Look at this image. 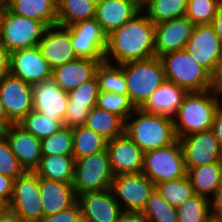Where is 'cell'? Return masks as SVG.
Wrapping results in <instances>:
<instances>
[{
  "label": "cell",
  "instance_id": "cell-1",
  "mask_svg": "<svg viewBox=\"0 0 222 222\" xmlns=\"http://www.w3.org/2000/svg\"><path fill=\"white\" fill-rule=\"evenodd\" d=\"M142 12L107 35L105 62L112 57L121 65L156 56L154 23Z\"/></svg>",
  "mask_w": 222,
  "mask_h": 222
},
{
  "label": "cell",
  "instance_id": "cell-2",
  "mask_svg": "<svg viewBox=\"0 0 222 222\" xmlns=\"http://www.w3.org/2000/svg\"><path fill=\"white\" fill-rule=\"evenodd\" d=\"M220 93L214 88L202 92H188L173 118L176 137L212 129L214 116L221 105Z\"/></svg>",
  "mask_w": 222,
  "mask_h": 222
},
{
  "label": "cell",
  "instance_id": "cell-3",
  "mask_svg": "<svg viewBox=\"0 0 222 222\" xmlns=\"http://www.w3.org/2000/svg\"><path fill=\"white\" fill-rule=\"evenodd\" d=\"M125 133L144 153L172 145L178 140L172 118L147 113L140 108H136L125 121Z\"/></svg>",
  "mask_w": 222,
  "mask_h": 222
},
{
  "label": "cell",
  "instance_id": "cell-4",
  "mask_svg": "<svg viewBox=\"0 0 222 222\" xmlns=\"http://www.w3.org/2000/svg\"><path fill=\"white\" fill-rule=\"evenodd\" d=\"M166 80L187 92H202L215 88V78L185 49L161 55Z\"/></svg>",
  "mask_w": 222,
  "mask_h": 222
},
{
  "label": "cell",
  "instance_id": "cell-5",
  "mask_svg": "<svg viewBox=\"0 0 222 222\" xmlns=\"http://www.w3.org/2000/svg\"><path fill=\"white\" fill-rule=\"evenodd\" d=\"M127 94L135 108H140L166 80L162 61L155 56L123 64Z\"/></svg>",
  "mask_w": 222,
  "mask_h": 222
},
{
  "label": "cell",
  "instance_id": "cell-6",
  "mask_svg": "<svg viewBox=\"0 0 222 222\" xmlns=\"http://www.w3.org/2000/svg\"><path fill=\"white\" fill-rule=\"evenodd\" d=\"M183 149L179 140L172 145L144 153L142 172L155 185L187 176Z\"/></svg>",
  "mask_w": 222,
  "mask_h": 222
},
{
  "label": "cell",
  "instance_id": "cell-7",
  "mask_svg": "<svg viewBox=\"0 0 222 222\" xmlns=\"http://www.w3.org/2000/svg\"><path fill=\"white\" fill-rule=\"evenodd\" d=\"M113 179L107 149L75 161L72 185L77 196L111 189Z\"/></svg>",
  "mask_w": 222,
  "mask_h": 222
},
{
  "label": "cell",
  "instance_id": "cell-8",
  "mask_svg": "<svg viewBox=\"0 0 222 222\" xmlns=\"http://www.w3.org/2000/svg\"><path fill=\"white\" fill-rule=\"evenodd\" d=\"M40 198V177L34 171H25L14 180L13 195L7 208L24 222H38L44 217Z\"/></svg>",
  "mask_w": 222,
  "mask_h": 222
},
{
  "label": "cell",
  "instance_id": "cell-9",
  "mask_svg": "<svg viewBox=\"0 0 222 222\" xmlns=\"http://www.w3.org/2000/svg\"><path fill=\"white\" fill-rule=\"evenodd\" d=\"M47 26L41 21L6 11L0 43L12 53L16 50L38 46Z\"/></svg>",
  "mask_w": 222,
  "mask_h": 222
},
{
  "label": "cell",
  "instance_id": "cell-10",
  "mask_svg": "<svg viewBox=\"0 0 222 222\" xmlns=\"http://www.w3.org/2000/svg\"><path fill=\"white\" fill-rule=\"evenodd\" d=\"M185 50L214 78L222 62V42L212 24L196 25Z\"/></svg>",
  "mask_w": 222,
  "mask_h": 222
},
{
  "label": "cell",
  "instance_id": "cell-11",
  "mask_svg": "<svg viewBox=\"0 0 222 222\" xmlns=\"http://www.w3.org/2000/svg\"><path fill=\"white\" fill-rule=\"evenodd\" d=\"M154 190L155 184L143 173L114 176L111 184L115 200L120 207L126 205L121 207L122 211L143 212Z\"/></svg>",
  "mask_w": 222,
  "mask_h": 222
},
{
  "label": "cell",
  "instance_id": "cell-12",
  "mask_svg": "<svg viewBox=\"0 0 222 222\" xmlns=\"http://www.w3.org/2000/svg\"><path fill=\"white\" fill-rule=\"evenodd\" d=\"M67 28L71 32V43L77 58L104 60L107 34L95 18L79 21Z\"/></svg>",
  "mask_w": 222,
  "mask_h": 222
},
{
  "label": "cell",
  "instance_id": "cell-13",
  "mask_svg": "<svg viewBox=\"0 0 222 222\" xmlns=\"http://www.w3.org/2000/svg\"><path fill=\"white\" fill-rule=\"evenodd\" d=\"M0 101L8 119L18 124L33 110V87L9 73L0 81Z\"/></svg>",
  "mask_w": 222,
  "mask_h": 222
},
{
  "label": "cell",
  "instance_id": "cell-14",
  "mask_svg": "<svg viewBox=\"0 0 222 222\" xmlns=\"http://www.w3.org/2000/svg\"><path fill=\"white\" fill-rule=\"evenodd\" d=\"M9 69L11 75L32 86L51 78L53 71L38 46L10 53Z\"/></svg>",
  "mask_w": 222,
  "mask_h": 222
},
{
  "label": "cell",
  "instance_id": "cell-15",
  "mask_svg": "<svg viewBox=\"0 0 222 222\" xmlns=\"http://www.w3.org/2000/svg\"><path fill=\"white\" fill-rule=\"evenodd\" d=\"M107 151L114 176L142 172L144 152L126 133L108 141Z\"/></svg>",
  "mask_w": 222,
  "mask_h": 222
},
{
  "label": "cell",
  "instance_id": "cell-16",
  "mask_svg": "<svg viewBox=\"0 0 222 222\" xmlns=\"http://www.w3.org/2000/svg\"><path fill=\"white\" fill-rule=\"evenodd\" d=\"M187 168L222 162V150L212 129L179 139Z\"/></svg>",
  "mask_w": 222,
  "mask_h": 222
},
{
  "label": "cell",
  "instance_id": "cell-17",
  "mask_svg": "<svg viewBox=\"0 0 222 222\" xmlns=\"http://www.w3.org/2000/svg\"><path fill=\"white\" fill-rule=\"evenodd\" d=\"M77 202L83 222H118L122 212L111 189L80 194Z\"/></svg>",
  "mask_w": 222,
  "mask_h": 222
},
{
  "label": "cell",
  "instance_id": "cell-18",
  "mask_svg": "<svg viewBox=\"0 0 222 222\" xmlns=\"http://www.w3.org/2000/svg\"><path fill=\"white\" fill-rule=\"evenodd\" d=\"M194 26L186 16L154 24L156 56L184 50Z\"/></svg>",
  "mask_w": 222,
  "mask_h": 222
},
{
  "label": "cell",
  "instance_id": "cell-19",
  "mask_svg": "<svg viewBox=\"0 0 222 222\" xmlns=\"http://www.w3.org/2000/svg\"><path fill=\"white\" fill-rule=\"evenodd\" d=\"M38 47L52 69L77 59L71 43V32L64 26L47 27Z\"/></svg>",
  "mask_w": 222,
  "mask_h": 222
},
{
  "label": "cell",
  "instance_id": "cell-20",
  "mask_svg": "<svg viewBox=\"0 0 222 222\" xmlns=\"http://www.w3.org/2000/svg\"><path fill=\"white\" fill-rule=\"evenodd\" d=\"M5 137L24 170L34 171L42 158L41 140L34 137L19 124L8 126Z\"/></svg>",
  "mask_w": 222,
  "mask_h": 222
},
{
  "label": "cell",
  "instance_id": "cell-21",
  "mask_svg": "<svg viewBox=\"0 0 222 222\" xmlns=\"http://www.w3.org/2000/svg\"><path fill=\"white\" fill-rule=\"evenodd\" d=\"M33 87V110L59 119L64 123L68 93L64 92L51 77Z\"/></svg>",
  "mask_w": 222,
  "mask_h": 222
},
{
  "label": "cell",
  "instance_id": "cell-22",
  "mask_svg": "<svg viewBox=\"0 0 222 222\" xmlns=\"http://www.w3.org/2000/svg\"><path fill=\"white\" fill-rule=\"evenodd\" d=\"M103 61L77 58L55 67L52 71V78L64 92L69 93L92 79L95 76L97 66Z\"/></svg>",
  "mask_w": 222,
  "mask_h": 222
},
{
  "label": "cell",
  "instance_id": "cell-23",
  "mask_svg": "<svg viewBox=\"0 0 222 222\" xmlns=\"http://www.w3.org/2000/svg\"><path fill=\"white\" fill-rule=\"evenodd\" d=\"M188 92L175 83L165 80L140 107L144 112L174 118Z\"/></svg>",
  "mask_w": 222,
  "mask_h": 222
},
{
  "label": "cell",
  "instance_id": "cell-24",
  "mask_svg": "<svg viewBox=\"0 0 222 222\" xmlns=\"http://www.w3.org/2000/svg\"><path fill=\"white\" fill-rule=\"evenodd\" d=\"M140 11L133 0H104L96 5L95 20L109 35L113 30L130 21Z\"/></svg>",
  "mask_w": 222,
  "mask_h": 222
},
{
  "label": "cell",
  "instance_id": "cell-25",
  "mask_svg": "<svg viewBox=\"0 0 222 222\" xmlns=\"http://www.w3.org/2000/svg\"><path fill=\"white\" fill-rule=\"evenodd\" d=\"M40 200L44 216L59 213L77 202L72 183L40 178Z\"/></svg>",
  "mask_w": 222,
  "mask_h": 222
},
{
  "label": "cell",
  "instance_id": "cell-26",
  "mask_svg": "<svg viewBox=\"0 0 222 222\" xmlns=\"http://www.w3.org/2000/svg\"><path fill=\"white\" fill-rule=\"evenodd\" d=\"M7 9L16 15L57 25V0H6Z\"/></svg>",
  "mask_w": 222,
  "mask_h": 222
},
{
  "label": "cell",
  "instance_id": "cell-27",
  "mask_svg": "<svg viewBox=\"0 0 222 222\" xmlns=\"http://www.w3.org/2000/svg\"><path fill=\"white\" fill-rule=\"evenodd\" d=\"M187 170V175L196 195L210 199L222 184V162H212L187 168Z\"/></svg>",
  "mask_w": 222,
  "mask_h": 222
},
{
  "label": "cell",
  "instance_id": "cell-28",
  "mask_svg": "<svg viewBox=\"0 0 222 222\" xmlns=\"http://www.w3.org/2000/svg\"><path fill=\"white\" fill-rule=\"evenodd\" d=\"M75 158L73 156H42L34 172L48 180L73 183Z\"/></svg>",
  "mask_w": 222,
  "mask_h": 222
},
{
  "label": "cell",
  "instance_id": "cell-29",
  "mask_svg": "<svg viewBox=\"0 0 222 222\" xmlns=\"http://www.w3.org/2000/svg\"><path fill=\"white\" fill-rule=\"evenodd\" d=\"M84 125L107 141L125 133V121L121 117L97 106L90 110Z\"/></svg>",
  "mask_w": 222,
  "mask_h": 222
},
{
  "label": "cell",
  "instance_id": "cell-30",
  "mask_svg": "<svg viewBox=\"0 0 222 222\" xmlns=\"http://www.w3.org/2000/svg\"><path fill=\"white\" fill-rule=\"evenodd\" d=\"M95 10L90 0H57V25L67 27L95 18Z\"/></svg>",
  "mask_w": 222,
  "mask_h": 222
},
{
  "label": "cell",
  "instance_id": "cell-31",
  "mask_svg": "<svg viewBox=\"0 0 222 222\" xmlns=\"http://www.w3.org/2000/svg\"><path fill=\"white\" fill-rule=\"evenodd\" d=\"M72 132L75 161L107 149L108 141L85 125L73 128Z\"/></svg>",
  "mask_w": 222,
  "mask_h": 222
},
{
  "label": "cell",
  "instance_id": "cell-32",
  "mask_svg": "<svg viewBox=\"0 0 222 222\" xmlns=\"http://www.w3.org/2000/svg\"><path fill=\"white\" fill-rule=\"evenodd\" d=\"M99 90L103 92L127 94V83L123 72V64L101 62L96 69Z\"/></svg>",
  "mask_w": 222,
  "mask_h": 222
},
{
  "label": "cell",
  "instance_id": "cell-33",
  "mask_svg": "<svg viewBox=\"0 0 222 222\" xmlns=\"http://www.w3.org/2000/svg\"><path fill=\"white\" fill-rule=\"evenodd\" d=\"M155 190L174 208H178L196 195L188 175L171 181L160 182L155 185Z\"/></svg>",
  "mask_w": 222,
  "mask_h": 222
},
{
  "label": "cell",
  "instance_id": "cell-34",
  "mask_svg": "<svg viewBox=\"0 0 222 222\" xmlns=\"http://www.w3.org/2000/svg\"><path fill=\"white\" fill-rule=\"evenodd\" d=\"M18 124L39 140L51 136L64 126L59 119L35 110L29 112Z\"/></svg>",
  "mask_w": 222,
  "mask_h": 222
},
{
  "label": "cell",
  "instance_id": "cell-35",
  "mask_svg": "<svg viewBox=\"0 0 222 222\" xmlns=\"http://www.w3.org/2000/svg\"><path fill=\"white\" fill-rule=\"evenodd\" d=\"M144 9L146 16L156 24L186 16L187 0H153Z\"/></svg>",
  "mask_w": 222,
  "mask_h": 222
},
{
  "label": "cell",
  "instance_id": "cell-36",
  "mask_svg": "<svg viewBox=\"0 0 222 222\" xmlns=\"http://www.w3.org/2000/svg\"><path fill=\"white\" fill-rule=\"evenodd\" d=\"M42 156H73L72 129L63 126L51 136L41 140Z\"/></svg>",
  "mask_w": 222,
  "mask_h": 222
},
{
  "label": "cell",
  "instance_id": "cell-37",
  "mask_svg": "<svg viewBox=\"0 0 222 222\" xmlns=\"http://www.w3.org/2000/svg\"><path fill=\"white\" fill-rule=\"evenodd\" d=\"M209 199L195 195L176 208L178 222H205L210 216Z\"/></svg>",
  "mask_w": 222,
  "mask_h": 222
},
{
  "label": "cell",
  "instance_id": "cell-38",
  "mask_svg": "<svg viewBox=\"0 0 222 222\" xmlns=\"http://www.w3.org/2000/svg\"><path fill=\"white\" fill-rule=\"evenodd\" d=\"M142 213L149 222H178L176 208L166 202L156 190L150 194Z\"/></svg>",
  "mask_w": 222,
  "mask_h": 222
},
{
  "label": "cell",
  "instance_id": "cell-39",
  "mask_svg": "<svg viewBox=\"0 0 222 222\" xmlns=\"http://www.w3.org/2000/svg\"><path fill=\"white\" fill-rule=\"evenodd\" d=\"M222 0H187L186 17L196 26L212 24Z\"/></svg>",
  "mask_w": 222,
  "mask_h": 222
},
{
  "label": "cell",
  "instance_id": "cell-40",
  "mask_svg": "<svg viewBox=\"0 0 222 222\" xmlns=\"http://www.w3.org/2000/svg\"><path fill=\"white\" fill-rule=\"evenodd\" d=\"M96 106L116 114L124 121H126L136 109L131 103L128 94H117L103 91H100L99 93Z\"/></svg>",
  "mask_w": 222,
  "mask_h": 222
},
{
  "label": "cell",
  "instance_id": "cell-41",
  "mask_svg": "<svg viewBox=\"0 0 222 222\" xmlns=\"http://www.w3.org/2000/svg\"><path fill=\"white\" fill-rule=\"evenodd\" d=\"M99 84L96 75L68 93V103L86 105L90 110L97 104Z\"/></svg>",
  "mask_w": 222,
  "mask_h": 222
},
{
  "label": "cell",
  "instance_id": "cell-42",
  "mask_svg": "<svg viewBox=\"0 0 222 222\" xmlns=\"http://www.w3.org/2000/svg\"><path fill=\"white\" fill-rule=\"evenodd\" d=\"M25 172L6 137L0 139V174L16 179Z\"/></svg>",
  "mask_w": 222,
  "mask_h": 222
},
{
  "label": "cell",
  "instance_id": "cell-43",
  "mask_svg": "<svg viewBox=\"0 0 222 222\" xmlns=\"http://www.w3.org/2000/svg\"><path fill=\"white\" fill-rule=\"evenodd\" d=\"M90 109L86 105L68 103L64 118V126L71 129L85 124Z\"/></svg>",
  "mask_w": 222,
  "mask_h": 222
},
{
  "label": "cell",
  "instance_id": "cell-44",
  "mask_svg": "<svg viewBox=\"0 0 222 222\" xmlns=\"http://www.w3.org/2000/svg\"><path fill=\"white\" fill-rule=\"evenodd\" d=\"M14 188V179L0 174V203L7 207L11 201Z\"/></svg>",
  "mask_w": 222,
  "mask_h": 222
},
{
  "label": "cell",
  "instance_id": "cell-45",
  "mask_svg": "<svg viewBox=\"0 0 222 222\" xmlns=\"http://www.w3.org/2000/svg\"><path fill=\"white\" fill-rule=\"evenodd\" d=\"M57 222H83L81 208L78 202L69 208L56 213Z\"/></svg>",
  "mask_w": 222,
  "mask_h": 222
},
{
  "label": "cell",
  "instance_id": "cell-46",
  "mask_svg": "<svg viewBox=\"0 0 222 222\" xmlns=\"http://www.w3.org/2000/svg\"><path fill=\"white\" fill-rule=\"evenodd\" d=\"M212 199V200H211ZM209 199L210 216L222 222V184Z\"/></svg>",
  "mask_w": 222,
  "mask_h": 222
},
{
  "label": "cell",
  "instance_id": "cell-47",
  "mask_svg": "<svg viewBox=\"0 0 222 222\" xmlns=\"http://www.w3.org/2000/svg\"><path fill=\"white\" fill-rule=\"evenodd\" d=\"M212 130L217 139L219 148L222 150V104L215 113Z\"/></svg>",
  "mask_w": 222,
  "mask_h": 222
},
{
  "label": "cell",
  "instance_id": "cell-48",
  "mask_svg": "<svg viewBox=\"0 0 222 222\" xmlns=\"http://www.w3.org/2000/svg\"><path fill=\"white\" fill-rule=\"evenodd\" d=\"M10 53L0 43V81L10 73L9 69Z\"/></svg>",
  "mask_w": 222,
  "mask_h": 222
},
{
  "label": "cell",
  "instance_id": "cell-49",
  "mask_svg": "<svg viewBox=\"0 0 222 222\" xmlns=\"http://www.w3.org/2000/svg\"><path fill=\"white\" fill-rule=\"evenodd\" d=\"M118 222H149L142 212L122 211Z\"/></svg>",
  "mask_w": 222,
  "mask_h": 222
},
{
  "label": "cell",
  "instance_id": "cell-50",
  "mask_svg": "<svg viewBox=\"0 0 222 222\" xmlns=\"http://www.w3.org/2000/svg\"><path fill=\"white\" fill-rule=\"evenodd\" d=\"M0 222H24L16 213L4 207L0 211Z\"/></svg>",
  "mask_w": 222,
  "mask_h": 222
},
{
  "label": "cell",
  "instance_id": "cell-51",
  "mask_svg": "<svg viewBox=\"0 0 222 222\" xmlns=\"http://www.w3.org/2000/svg\"><path fill=\"white\" fill-rule=\"evenodd\" d=\"M212 25L215 29V32L222 42V4L219 6L217 10V14L215 15Z\"/></svg>",
  "mask_w": 222,
  "mask_h": 222
},
{
  "label": "cell",
  "instance_id": "cell-52",
  "mask_svg": "<svg viewBox=\"0 0 222 222\" xmlns=\"http://www.w3.org/2000/svg\"><path fill=\"white\" fill-rule=\"evenodd\" d=\"M0 122H2L6 127L10 126L11 124H13L9 119L8 116L6 114V111L4 109V106L2 105L1 101H0Z\"/></svg>",
  "mask_w": 222,
  "mask_h": 222
},
{
  "label": "cell",
  "instance_id": "cell-53",
  "mask_svg": "<svg viewBox=\"0 0 222 222\" xmlns=\"http://www.w3.org/2000/svg\"><path fill=\"white\" fill-rule=\"evenodd\" d=\"M215 89L222 94V62L217 76L215 77Z\"/></svg>",
  "mask_w": 222,
  "mask_h": 222
},
{
  "label": "cell",
  "instance_id": "cell-54",
  "mask_svg": "<svg viewBox=\"0 0 222 222\" xmlns=\"http://www.w3.org/2000/svg\"><path fill=\"white\" fill-rule=\"evenodd\" d=\"M7 11V5L5 1H0V35L2 32V26H3V21L4 17Z\"/></svg>",
  "mask_w": 222,
  "mask_h": 222
},
{
  "label": "cell",
  "instance_id": "cell-55",
  "mask_svg": "<svg viewBox=\"0 0 222 222\" xmlns=\"http://www.w3.org/2000/svg\"><path fill=\"white\" fill-rule=\"evenodd\" d=\"M136 6L142 11L143 8L148 6L153 0H133Z\"/></svg>",
  "mask_w": 222,
  "mask_h": 222
},
{
  "label": "cell",
  "instance_id": "cell-56",
  "mask_svg": "<svg viewBox=\"0 0 222 222\" xmlns=\"http://www.w3.org/2000/svg\"><path fill=\"white\" fill-rule=\"evenodd\" d=\"M38 222H57L56 214L46 215L43 218H41Z\"/></svg>",
  "mask_w": 222,
  "mask_h": 222
},
{
  "label": "cell",
  "instance_id": "cell-57",
  "mask_svg": "<svg viewBox=\"0 0 222 222\" xmlns=\"http://www.w3.org/2000/svg\"><path fill=\"white\" fill-rule=\"evenodd\" d=\"M6 126L0 122V139L5 137V132H6Z\"/></svg>",
  "mask_w": 222,
  "mask_h": 222
},
{
  "label": "cell",
  "instance_id": "cell-58",
  "mask_svg": "<svg viewBox=\"0 0 222 222\" xmlns=\"http://www.w3.org/2000/svg\"><path fill=\"white\" fill-rule=\"evenodd\" d=\"M205 222H221V221L213 217H209Z\"/></svg>",
  "mask_w": 222,
  "mask_h": 222
},
{
  "label": "cell",
  "instance_id": "cell-59",
  "mask_svg": "<svg viewBox=\"0 0 222 222\" xmlns=\"http://www.w3.org/2000/svg\"><path fill=\"white\" fill-rule=\"evenodd\" d=\"M91 2H93L95 5L101 3L104 0H90Z\"/></svg>",
  "mask_w": 222,
  "mask_h": 222
},
{
  "label": "cell",
  "instance_id": "cell-60",
  "mask_svg": "<svg viewBox=\"0 0 222 222\" xmlns=\"http://www.w3.org/2000/svg\"><path fill=\"white\" fill-rule=\"evenodd\" d=\"M4 208V206L0 203V211Z\"/></svg>",
  "mask_w": 222,
  "mask_h": 222
}]
</instances>
